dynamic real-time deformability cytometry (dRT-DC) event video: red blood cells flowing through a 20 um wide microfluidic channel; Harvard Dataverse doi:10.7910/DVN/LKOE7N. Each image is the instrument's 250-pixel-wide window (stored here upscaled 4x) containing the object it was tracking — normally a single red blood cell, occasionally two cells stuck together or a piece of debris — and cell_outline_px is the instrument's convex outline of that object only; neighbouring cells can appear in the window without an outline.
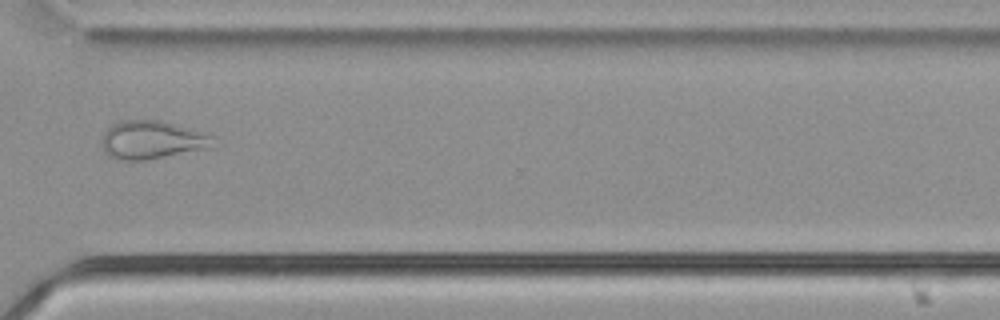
{"species": "common noctule bat (a hibernating species)", "species_latin": "Nyctalus noctula", "temperature_condition": "cold", "stored_images_in_passage": 38, "camera_frame_rate_fps": 3000, "um_per_image_px": 0.085, "animal": {"sex": "male", "body_mass_g": 21.5, "forearm_length_mm": 52.0}, "frame": {"image": 1, "passage_image": 27, "time_ms": 8.667, "image_size_px": [1000, 320], "cell_outline_px": [[212, 148], [144, 160], [120, 160], [108, 156], [104, 152], [100, 144], [100, 140], [104, 132], [112, 124], [120, 120], [160, 120], [212, 136]], "centroid_in_image_um": [12.82, 11.9], "position_along_channel_um": 357.8, "area_um2": 24.68}}